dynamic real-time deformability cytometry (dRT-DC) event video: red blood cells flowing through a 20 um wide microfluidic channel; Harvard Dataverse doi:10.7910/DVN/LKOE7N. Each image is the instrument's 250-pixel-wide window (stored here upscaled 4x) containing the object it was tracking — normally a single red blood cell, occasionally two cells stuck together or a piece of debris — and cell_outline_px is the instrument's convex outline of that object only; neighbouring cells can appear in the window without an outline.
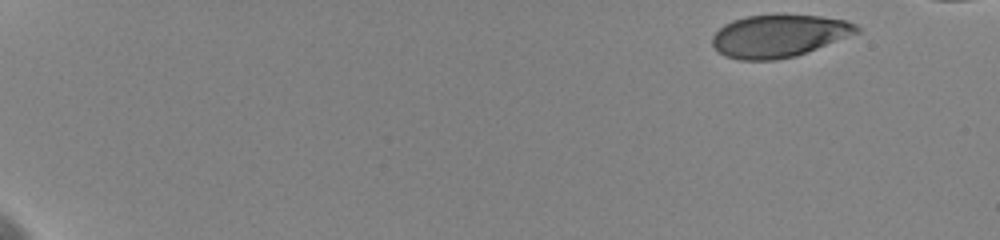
{"species": "human", "species_latin": "Homo sapiens", "temperature_condition": "cold", "stored_images_in_passage": 22, "camera_frame_rate_fps": 3000, "um_per_image_px": 0.085, "donor": {"sex": "female"}, "frame": {"image": 1, "passage_image": 1, "time_ms": 0.0, "image_size_px": [1000, 240], "cell_outline_px": [[860, 32], [796, 56], [776, 60], [740, 60], [724, 56], [712, 44], [712, 36], [724, 24], [732, 20], [748, 16], [776, 12], [820, 16], [844, 20], [856, 24], [860, 28]], "centroid_in_image_um": [66.2, 3.02], "position_along_channel_um": 18.8, "area_um2": 36.36}}
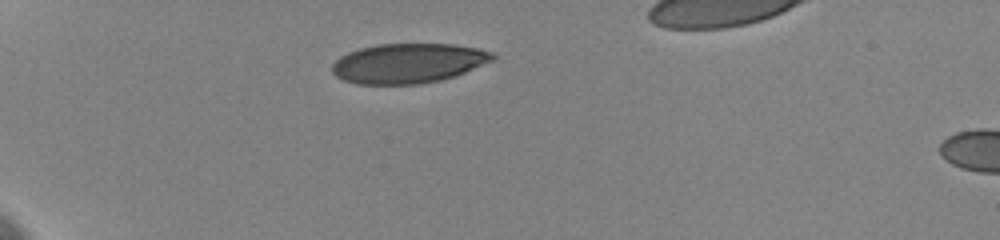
{"frame": {"image": 2, "passage_image": 18, "time_ms": 4.333, "image_size_px": [1000, 240], "cell_outline_px": [[496, 60], [456, 76], [440, 80], [420, 84], [356, 84], [344, 80], [336, 76], [332, 72], [332, 64], [340, 56], [348, 52], [360, 48], [376, 44], [452, 44], [480, 48], [492, 52], [496, 56]], "centroid_in_image_um": [34.74, 5.37], "position_along_channel_um": 50.3, "area_um2": 37.51}}